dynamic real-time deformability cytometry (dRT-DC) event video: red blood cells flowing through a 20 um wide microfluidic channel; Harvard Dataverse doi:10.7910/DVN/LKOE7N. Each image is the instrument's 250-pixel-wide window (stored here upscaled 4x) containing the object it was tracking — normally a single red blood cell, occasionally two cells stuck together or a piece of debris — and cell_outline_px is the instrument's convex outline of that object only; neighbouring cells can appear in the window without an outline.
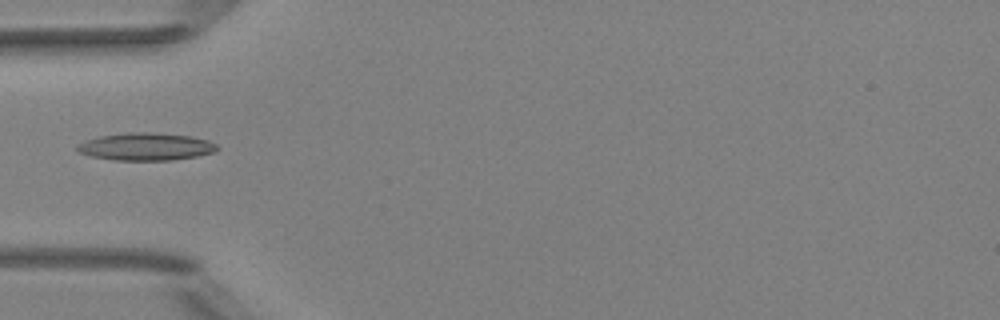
{"species": "Egyptian fruit bat (a non-hibernating species)", "species_latin": "Rousettus aegyptiacus", "temperature_condition": "room temperature", "stored_images_in_passage": 4, "camera_frame_rate_fps": 3000, "um_per_image_px": 0.085, "animal": {"sex": "female"}, "frame": {"image": 1, "passage_image": 2, "time_ms": 0.333, "image_size_px": [1000, 320], "cell_outline_px": [[220, 148], [216, 152], [196, 156], [172, 160], [112, 160], [92, 156], [80, 152], [76, 148], [76, 144], [84, 140], [100, 136], [128, 132], [152, 132], [192, 136], [208, 140], [216, 144]], "centroid_in_image_um": [12.42, 12.46], "position_along_channel_um": 72.6, "area_um2": 22.6}}
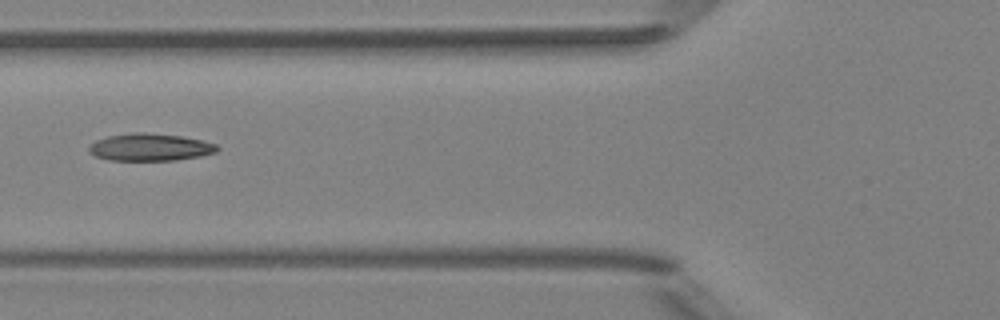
{"frame": {"image": 2, "passage_image": 3, "time_ms": 0.667, "image_size_px": [1000, 320], "cell_outline_px": [[220, 148], [216, 152], [200, 156], [176, 160], [108, 160], [96, 156], [88, 152], [88, 148], [96, 140], [108, 136], [132, 132], [144, 132], [180, 136], [200, 140], [216, 144]], "centroid_in_image_um": [12.74, 12.51], "position_along_channel_um": 113.1, "area_um2": 20.35}}
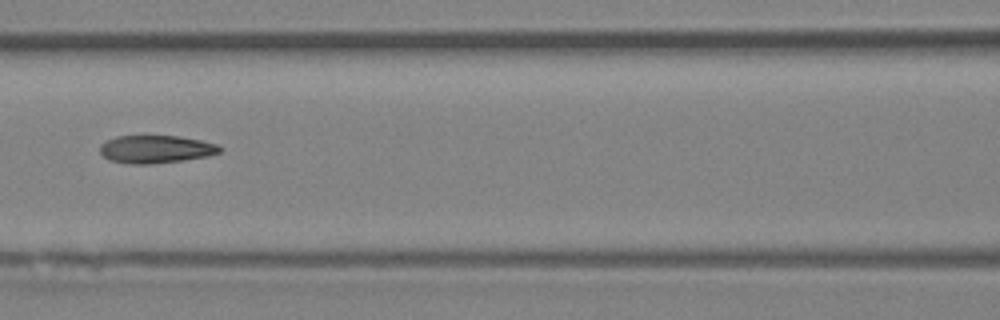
{"frame": {"image": 3, "passage_image": 4, "time_ms": 1.0, "image_size_px": [1000, 320], "cell_outline_px": [[220, 152], [208, 156], [184, 160], [148, 164], [128, 164], [108, 160], [100, 152], [100, 144], [116, 136], [180, 136], [200, 140], [216, 144], [220, 148]], "centroid_in_image_um": [13.21, 12.69], "position_along_channel_um": 153.4, "area_um2": 19.36}}